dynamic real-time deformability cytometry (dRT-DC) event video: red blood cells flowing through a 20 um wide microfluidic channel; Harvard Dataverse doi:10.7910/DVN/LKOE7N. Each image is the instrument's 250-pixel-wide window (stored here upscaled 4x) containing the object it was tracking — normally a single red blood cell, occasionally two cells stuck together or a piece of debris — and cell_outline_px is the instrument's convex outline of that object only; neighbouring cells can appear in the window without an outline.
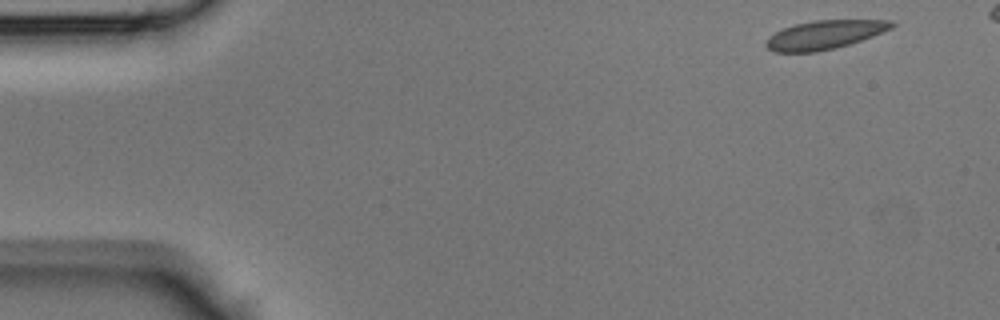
{"species": "Egyptian fruit bat (a non-hibernating species)", "species_latin": "Rousettus aegyptiacus", "temperature_condition": "room temperature", "stored_images_in_passage": 40, "camera_frame_rate_fps": 3000, "um_per_image_px": 0.085, "animal": {"sex": "male"}, "frame": {"image": 1, "passage_image": 1, "time_ms": 0.0, "image_size_px": [1000, 320], "cell_outline_px": [[896, 24], [892, 28], [872, 36], [836, 48], [816, 52], [776, 52], [768, 48], [764, 44], [764, 40], [768, 36], [784, 28], [796, 24], [812, 20], [892, 20]], "centroid_in_image_um": [70.06, 2.95], "position_along_channel_um": 14.9, "area_um2": 20.98}}
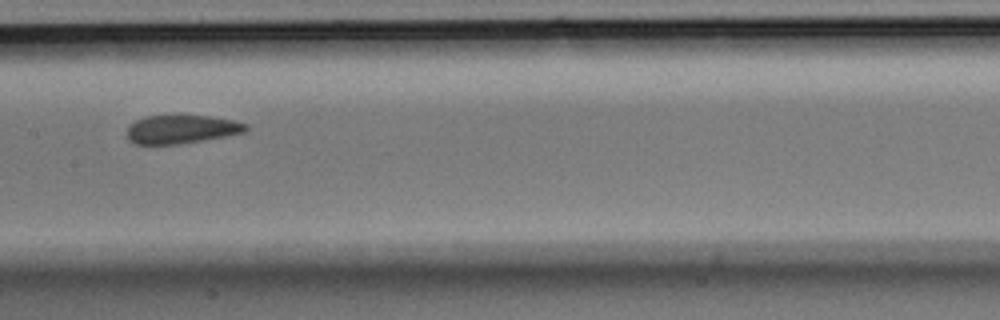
{"frame": {"image": 2, "passage_image": 20, "time_ms": 6.333, "image_size_px": [1000, 320], "cell_outline_px": [[248, 128], [244, 132], [224, 136], [180, 144], [136, 144], [128, 140], [128, 124], [144, 116], [208, 116], [232, 120], [248, 124]], "centroid_in_image_um": [15.39, 10.99], "position_along_channel_um": 192.0, "area_um2": 19.54}}
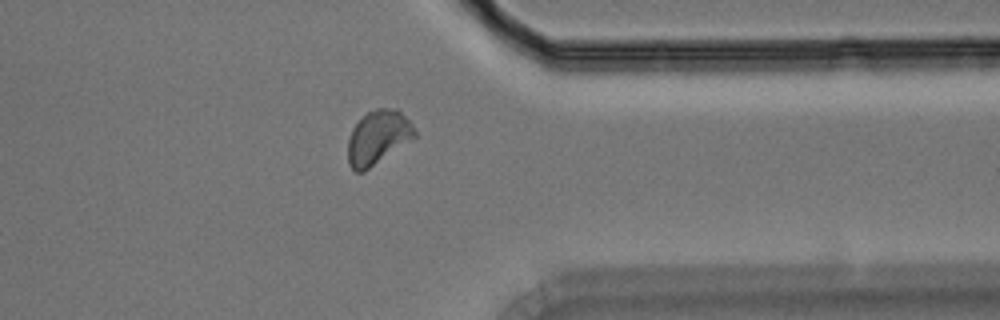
{"frame": {"image": 3, "passage_image": 33, "time_ms": 10.667, "image_size_px": [1000, 320], "cell_outline_px": [[416, 136], [364, 172], [356, 172], [348, 164], [348, 140], [352, 128], [368, 112], [376, 108], [396, 108], [408, 120], [416, 132]], "centroid_in_image_um": [32.1, 11.69], "position_along_channel_um": 379.3, "area_um2": 20.63}}